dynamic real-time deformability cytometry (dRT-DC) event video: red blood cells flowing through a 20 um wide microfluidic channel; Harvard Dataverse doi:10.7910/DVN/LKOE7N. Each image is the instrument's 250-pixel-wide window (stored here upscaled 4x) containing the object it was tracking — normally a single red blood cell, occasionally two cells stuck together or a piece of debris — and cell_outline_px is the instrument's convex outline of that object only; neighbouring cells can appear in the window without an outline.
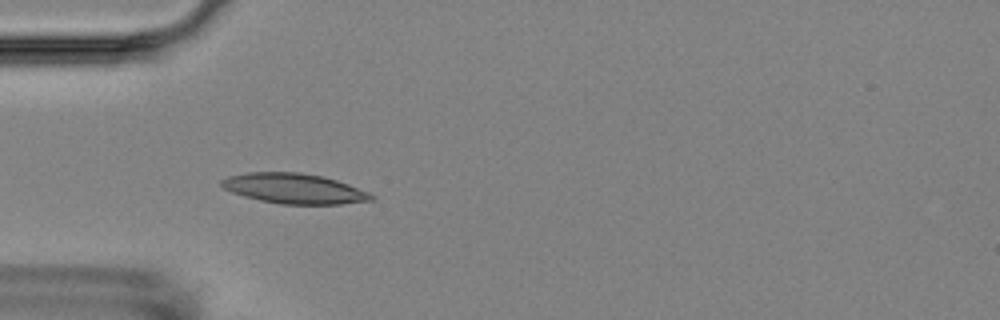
{"species": "Egyptian fruit bat (a non-hibernating species)", "species_latin": "Rousettus aegyptiacus", "temperature_condition": "room temperature", "stored_images_in_passage": 6, "camera_frame_rate_fps": 3000, "um_per_image_px": 0.085, "animal": {"sex": "female"}, "frame": {"image": 1, "passage_image": 5, "time_ms": 4.667, "image_size_px": [1000, 320], "cell_outline_px": [[376, 200], [340, 204], [280, 204], [260, 200], [244, 196], [232, 192], [224, 188], [220, 184], [220, 180], [228, 176], [248, 172], [300, 172], [324, 176], [348, 184], [368, 192], [376, 196]], "centroid_in_image_um": [25.02, 16.02], "position_along_channel_um": 60.0, "area_um2": 26.41}}